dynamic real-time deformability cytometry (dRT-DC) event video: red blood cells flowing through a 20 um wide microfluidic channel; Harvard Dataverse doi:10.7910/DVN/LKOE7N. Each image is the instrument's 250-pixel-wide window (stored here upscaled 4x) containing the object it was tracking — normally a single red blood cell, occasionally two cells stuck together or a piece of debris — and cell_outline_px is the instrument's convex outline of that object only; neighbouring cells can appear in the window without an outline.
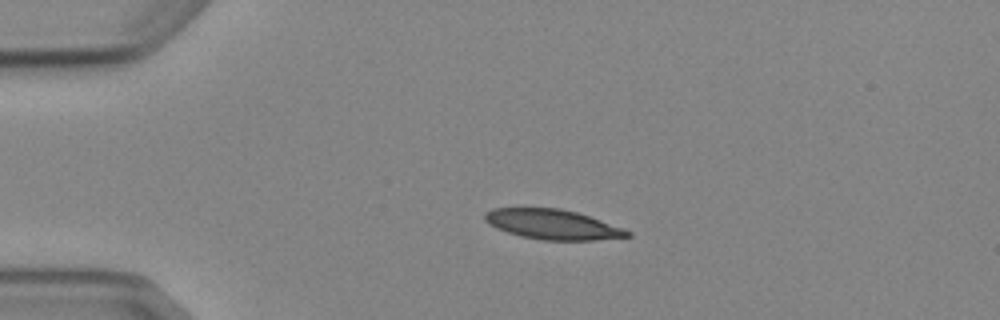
{"species": "Egyptian fruit bat (a non-hibernating species)", "species_latin": "Rousettus aegyptiacus", "temperature_condition": "cold", "stored_images_in_passage": 4, "camera_frame_rate_fps": 3000, "um_per_image_px": 0.085, "animal": {"sex": "female"}, "frame": {"image": 1, "passage_image": 3, "time_ms": 2.0, "image_size_px": [1000, 320], "cell_outline_px": [[632, 236], [592, 240], [540, 240], [520, 236], [496, 228], [488, 224], [484, 220], [484, 212], [492, 208], [560, 208], [576, 212], [624, 228], [632, 232]], "centroid_in_image_um": [46.94, 19.07], "position_along_channel_um": 38.1, "area_um2": 24.85}}